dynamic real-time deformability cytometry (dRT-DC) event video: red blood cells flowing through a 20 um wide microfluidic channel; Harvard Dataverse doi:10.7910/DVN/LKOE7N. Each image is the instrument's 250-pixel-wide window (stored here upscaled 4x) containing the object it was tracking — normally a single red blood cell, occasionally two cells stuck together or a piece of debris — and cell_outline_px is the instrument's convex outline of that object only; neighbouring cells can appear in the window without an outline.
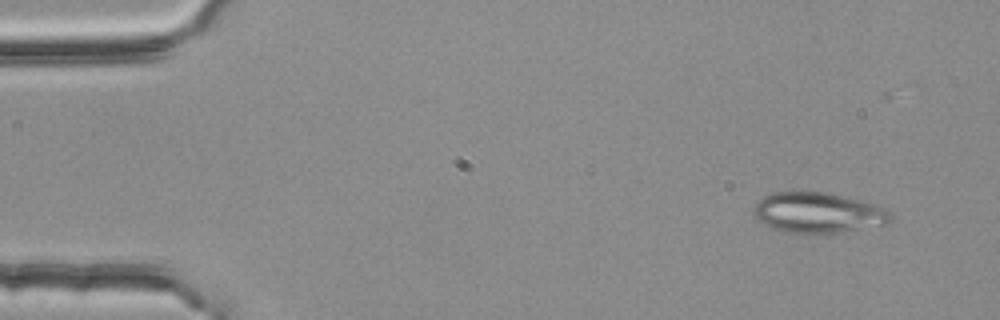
{"species": "common noctule bat (a hibernating species)", "species_latin": "Nyctalus noctula", "temperature_condition": "room temperature", "stored_images_in_passage": 5, "camera_frame_rate_fps": 3000, "um_per_image_px": 0.085, "animal": {"sex": "female", "body_mass_g": 25.1}, "frame": {"image": 1, "passage_image": 1, "time_ms": 0.0, "image_size_px": [1000, 320], "cell_outline_px": [[892, 220], [888, 224], [824, 236], [788, 232], [772, 228], [764, 224], [756, 216], [756, 204], [764, 196], [772, 192], [824, 192], [876, 204], [888, 208], [892, 216]], "centroid_in_image_um": [69.62, 18.12], "position_along_channel_um": 15.4, "area_um2": 32.71}}